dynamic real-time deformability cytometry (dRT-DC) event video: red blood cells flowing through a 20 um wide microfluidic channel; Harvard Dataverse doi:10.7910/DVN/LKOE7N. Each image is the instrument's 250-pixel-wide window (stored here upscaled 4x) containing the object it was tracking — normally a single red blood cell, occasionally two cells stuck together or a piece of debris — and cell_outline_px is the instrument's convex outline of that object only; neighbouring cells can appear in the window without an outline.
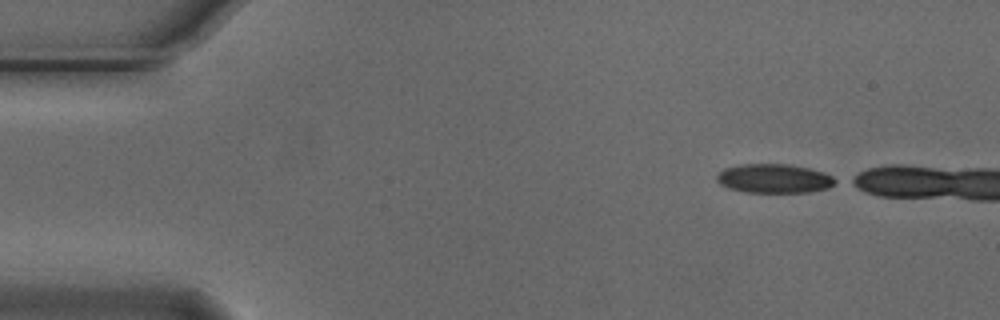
{"species": "Egyptian fruit bat (a non-hibernating species)", "species_latin": "Rousettus aegyptiacus", "temperature_condition": "cold", "stored_images_in_passage": 4, "camera_frame_rate_fps": 3000, "um_per_image_px": 0.085, "animal": {"sex": "male"}, "frame": {"image": 1, "passage_image": 1, "time_ms": 0.0, "image_size_px": [1000, 320], "cell_outline_px": [[840, 180], [836, 184], [828, 188], [808, 192], [744, 192], [728, 188], [720, 184], [716, 180], [716, 176], [724, 168], [740, 164], [788, 164], [808, 168], [824, 172]], "centroid_in_image_um": [65.82, 15.17], "position_along_channel_um": 19.2, "area_um2": 20.23}}